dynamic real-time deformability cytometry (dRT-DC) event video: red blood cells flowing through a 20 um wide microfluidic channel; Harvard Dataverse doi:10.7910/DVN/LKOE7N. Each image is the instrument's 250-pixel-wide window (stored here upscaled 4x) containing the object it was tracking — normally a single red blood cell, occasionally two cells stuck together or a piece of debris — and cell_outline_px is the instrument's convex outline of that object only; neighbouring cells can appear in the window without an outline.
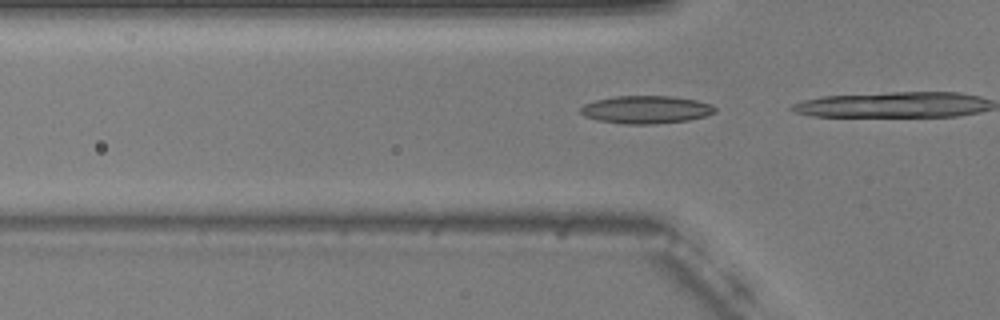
{"species": "common noctule bat (a hibernating species)", "species_latin": "Nyctalus noctula", "temperature_condition": "warm", "stored_images_in_passage": 16, "camera_frame_rate_fps": 3000, "um_per_image_px": 0.085, "animal": {"sex": "male", "body_mass_g": 20.5, "forearm_length_mm": 52.5}, "frame": {"image": 1, "passage_image": 14, "time_ms": 4.333, "image_size_px": [1000, 320], "cell_outline_px": [[716, 112], [704, 116], [688, 120], [656, 124], [624, 124], [596, 120], [584, 116], [580, 112], [580, 108], [584, 104], [596, 100], [616, 96], [672, 96], [696, 100], [712, 104], [716, 108]], "centroid_in_image_um": [54.91, 9.32], "position_along_channel_um": 70.9, "area_um2": 21.85}}